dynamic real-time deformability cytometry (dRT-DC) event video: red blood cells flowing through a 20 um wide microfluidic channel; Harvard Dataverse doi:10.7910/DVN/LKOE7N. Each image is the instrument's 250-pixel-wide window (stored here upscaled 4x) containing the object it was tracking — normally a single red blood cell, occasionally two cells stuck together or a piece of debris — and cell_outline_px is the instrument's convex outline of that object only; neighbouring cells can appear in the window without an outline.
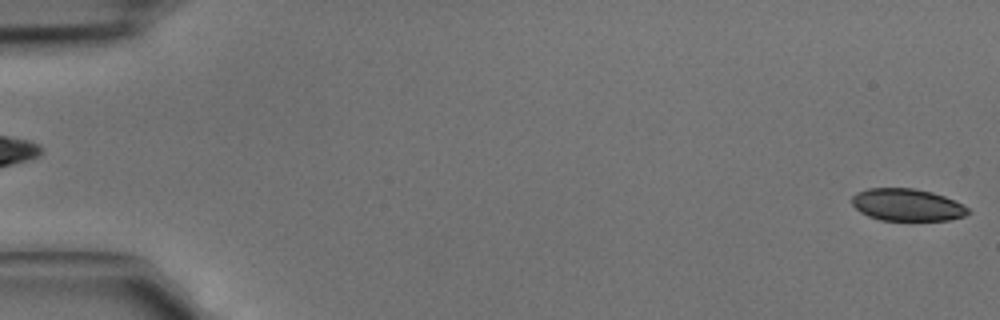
{"species": "common noctule bat (a hibernating species)", "species_latin": "Nyctalus noctula", "temperature_condition": "cold", "stored_images_in_passage": 5, "camera_frame_rate_fps": 3000, "um_per_image_px": 0.085, "animal": {"sex": "male", "body_mass_g": 15.6}, "frame": {"image": 1, "passage_image": 5, "time_ms": 1.333, "image_size_px": [1000, 320], "cell_outline_px": [[972, 212], [964, 216], [948, 220], [880, 220], [868, 216], [860, 212], [852, 204], [852, 196], [856, 192], [868, 188], [912, 188], [932, 192], [944, 196], [968, 208]], "centroid_in_image_um": [77.07, 17.41], "position_along_channel_um": 7.9, "area_um2": 21.73}}